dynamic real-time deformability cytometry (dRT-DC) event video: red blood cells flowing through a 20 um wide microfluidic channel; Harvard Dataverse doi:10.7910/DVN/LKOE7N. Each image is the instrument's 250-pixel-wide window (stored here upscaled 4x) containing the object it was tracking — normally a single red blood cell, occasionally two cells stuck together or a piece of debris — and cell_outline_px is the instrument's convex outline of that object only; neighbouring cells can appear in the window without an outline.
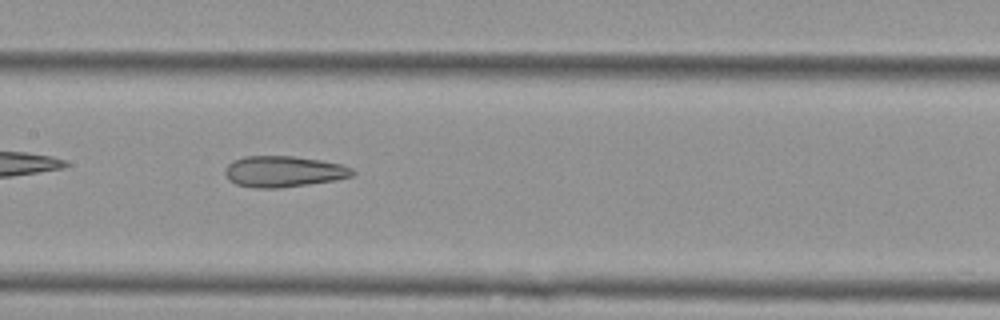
{"species": "Egyptian fruit bat (a non-hibernating species)", "species_latin": "Rousettus aegyptiacus", "temperature_condition": "cold", "stored_images_in_passage": 36, "camera_frame_rate_fps": 3000, "um_per_image_px": 0.085, "animal": {"sex": "female"}, "frame": {"image": 1, "passage_image": 11, "time_ms": 3.333, "image_size_px": [1000, 320], "cell_outline_px": [[356, 172], [352, 176], [336, 180], [280, 188], [256, 188], [236, 184], [228, 180], [224, 172], [224, 168], [232, 160], [244, 156], [296, 156], [320, 160], [340, 164], [352, 168]], "centroid_in_image_um": [24.08, 14.57], "position_along_channel_um": 183.3, "area_um2": 23.24}}
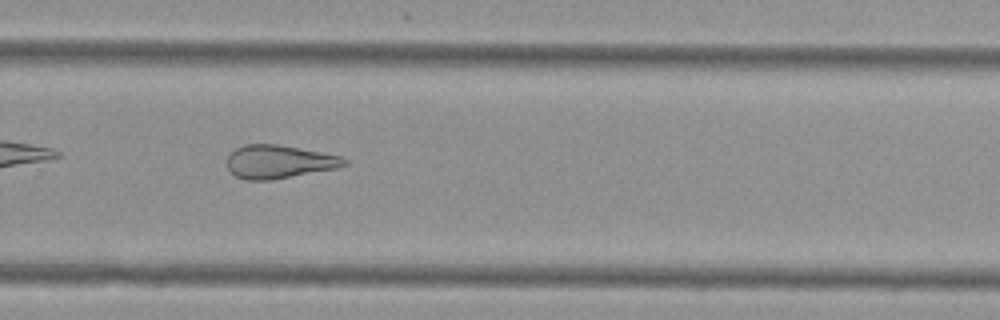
{"frame": {"image": 2, "passage_image": 21, "time_ms": 6.667, "image_size_px": [1000, 320], "cell_outline_px": [[348, 164], [336, 168], [272, 180], [248, 180], [236, 176], [228, 168], [228, 156], [236, 148], [244, 144], [276, 144], [320, 152], [340, 156], [348, 160]], "centroid_in_image_um": [23.71, 13.75], "position_along_channel_um": 306.1, "area_um2": 22.48}, "authors_computed_cell_mechanics": {"area_um2": 24.0448, "velocity_mm_per_s": 3.6981, "shape_relaxation_time_tau1_ms": null, "shape_relaxation_time_tau2_ms": 3.1636, "deformation_change_tau1": null, "deformation_change_tau2": 0.1222}}